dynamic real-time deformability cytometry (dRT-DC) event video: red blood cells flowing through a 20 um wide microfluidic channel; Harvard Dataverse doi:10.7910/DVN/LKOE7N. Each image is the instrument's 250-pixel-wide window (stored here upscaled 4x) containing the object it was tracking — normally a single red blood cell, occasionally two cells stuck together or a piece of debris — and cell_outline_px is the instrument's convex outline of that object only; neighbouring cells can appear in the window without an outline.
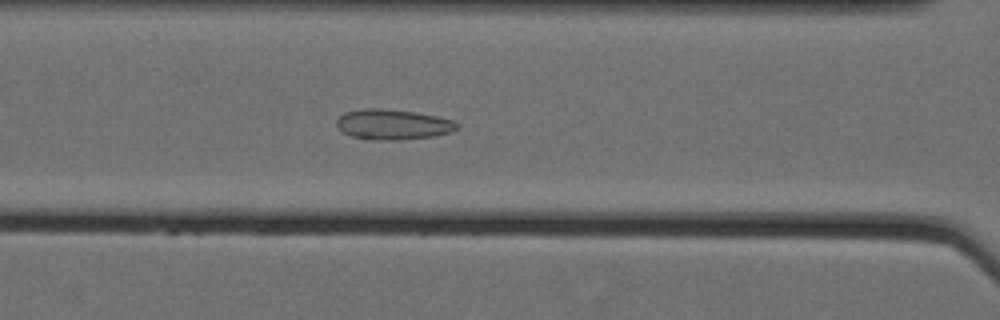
{"species": "Egyptian fruit bat (a non-hibernating species)", "species_latin": "Rousettus aegyptiacus", "temperature_condition": "cold", "stored_images_in_passage": 61, "camera_frame_rate_fps": 3000, "um_per_image_px": 0.085, "animal": {"sex": "female"}, "frame": {"image": 1, "passage_image": 30, "time_ms": 9.667, "image_size_px": [1000, 320], "cell_outline_px": [[460, 128], [452, 132], [432, 136], [400, 140], [376, 140], [352, 136], [344, 132], [336, 124], [336, 120], [344, 112], [364, 108], [384, 108], [416, 112], [436, 116], [452, 120], [460, 124]], "centroid_in_image_um": [33.43, 10.57], "position_along_channel_um": 133.2, "area_um2": 21.33}}
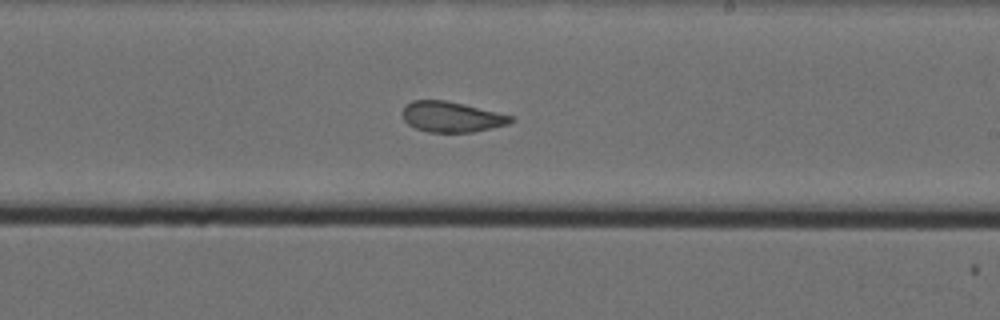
{"frame": {"image": 2, "passage_image": 40, "time_ms": 13.0, "image_size_px": [1000, 320], "cell_outline_px": [[516, 120], [508, 124], [472, 132], [428, 132], [416, 128], [408, 124], [404, 120], [404, 108], [412, 100], [444, 100], [464, 104], [512, 116]], "centroid_in_image_um": [38.4, 9.93], "position_along_channel_um": 250.6, "area_um2": 18.96}}
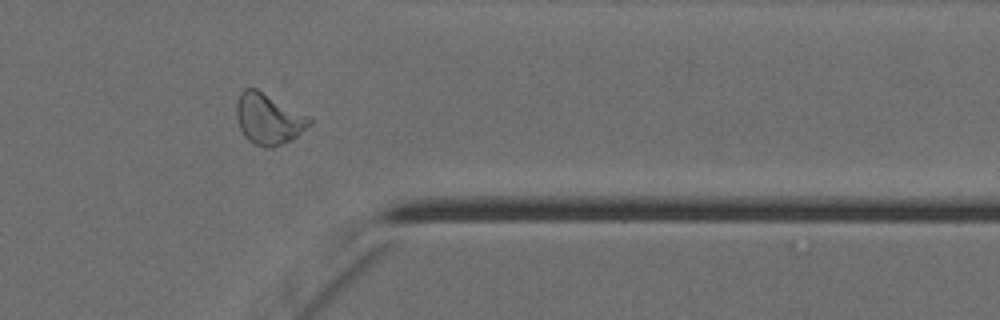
{"frame": {"image": 3, "passage_image": 52, "time_ms": 17.0, "image_size_px": [1000, 320], "cell_outline_px": [[312, 124], [292, 140], [272, 148], [264, 148], [248, 140], [244, 136], [240, 128], [236, 116], [236, 104], [240, 92], [244, 88], [256, 88], [312, 116]], "centroid_in_image_um": [22.86, 10.1], "position_along_channel_um": 388.5, "area_um2": 22.08}, "authors_computed_cell_mechanics": {"area_um2": 22.0796, "velocity_mm_per_s": 3.5366, "shape_relaxation_time_tau1_ms": null, "shape_relaxation_time_tau2_ms": 1.4298, "deformation_change_tau1": null, "deformation_change_tau2": 0.0862}}